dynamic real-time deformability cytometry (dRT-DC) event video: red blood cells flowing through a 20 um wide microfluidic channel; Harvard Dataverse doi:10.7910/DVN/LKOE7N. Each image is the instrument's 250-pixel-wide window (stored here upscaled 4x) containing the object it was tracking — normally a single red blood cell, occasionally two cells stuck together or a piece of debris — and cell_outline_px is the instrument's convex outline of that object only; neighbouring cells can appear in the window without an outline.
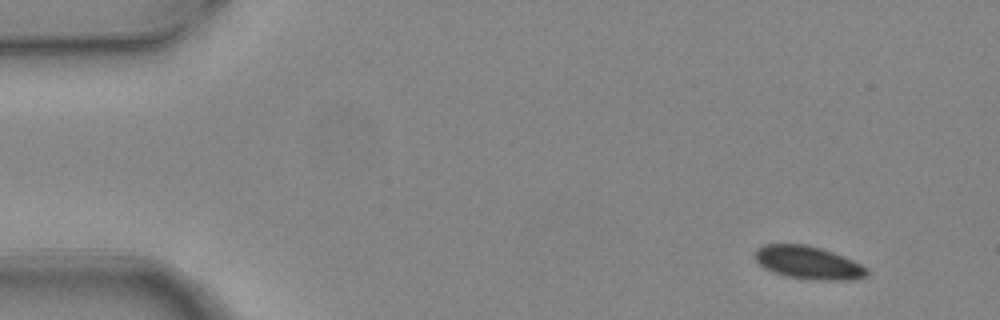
{"species": "common noctule bat (a hibernating species)", "species_latin": "Nyctalus noctula", "temperature_condition": "warm", "stored_images_in_passage": 4, "camera_frame_rate_fps": 3000, "um_per_image_px": 0.085, "animal": {"sex": "female", "body_mass_g": 24.6, "forearm_length_mm": 56.2}, "frame": {"image": 1, "passage_image": 1, "time_ms": 0.0, "image_size_px": [1000, 320], "cell_outline_px": [[868, 276], [852, 280], [816, 280], [784, 276], [764, 268], [756, 260], [756, 248], [764, 244], [804, 244], [820, 248], [844, 256], [868, 268]], "centroid_in_image_um": [68.72, 22.33], "position_along_channel_um": 16.3, "area_um2": 21.5}}
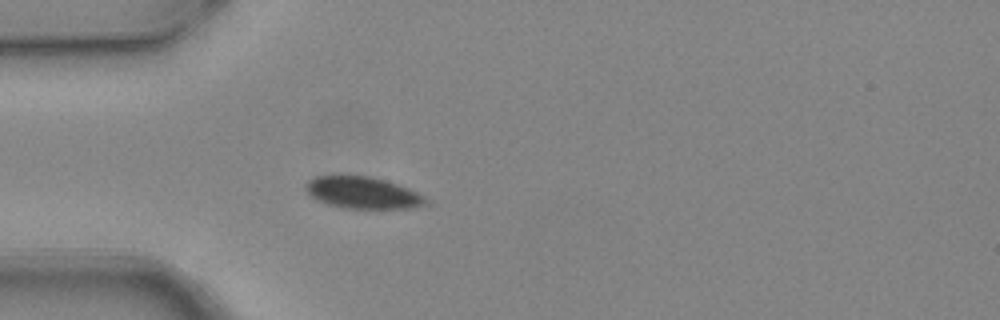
{"frame": {"image": 2, "passage_image": 4, "time_ms": 1.0, "image_size_px": [1000, 320], "cell_outline_px": [[428, 204], [412, 208], [344, 208], [328, 204], [316, 200], [308, 196], [304, 188], [304, 184], [312, 176], [340, 172], [368, 176], [384, 180], [408, 188], [424, 196]], "centroid_in_image_um": [30.69, 16.33], "position_along_channel_um": 54.3, "area_um2": 23.06}}